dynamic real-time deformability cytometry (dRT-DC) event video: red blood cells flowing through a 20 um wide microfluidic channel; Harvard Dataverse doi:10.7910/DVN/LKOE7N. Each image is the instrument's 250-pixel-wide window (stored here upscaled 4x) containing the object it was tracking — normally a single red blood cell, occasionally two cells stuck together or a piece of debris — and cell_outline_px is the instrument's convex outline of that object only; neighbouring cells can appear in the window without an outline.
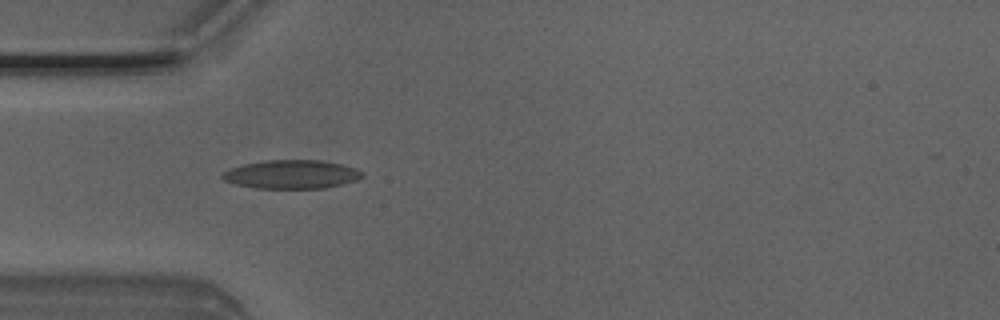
{"species": "Egyptian fruit bat (a non-hibernating species)", "species_latin": "Rousettus aegyptiacus", "temperature_condition": "room temperature", "stored_images_in_passage": 7, "camera_frame_rate_fps": 3000, "um_per_image_px": 0.085, "animal": {"sex": "male"}, "frame": {"image": 1, "passage_image": 4, "time_ms": 1.0, "image_size_px": [1000, 320], "cell_outline_px": [[364, 176], [356, 180], [324, 188], [256, 188], [236, 184], [224, 180], [220, 176], [228, 168], [244, 164], [268, 160], [320, 160], [340, 164], [356, 168], [364, 172]], "centroid_in_image_um": [24.78, 14.81], "position_along_channel_um": 60.2, "area_um2": 23.24}}